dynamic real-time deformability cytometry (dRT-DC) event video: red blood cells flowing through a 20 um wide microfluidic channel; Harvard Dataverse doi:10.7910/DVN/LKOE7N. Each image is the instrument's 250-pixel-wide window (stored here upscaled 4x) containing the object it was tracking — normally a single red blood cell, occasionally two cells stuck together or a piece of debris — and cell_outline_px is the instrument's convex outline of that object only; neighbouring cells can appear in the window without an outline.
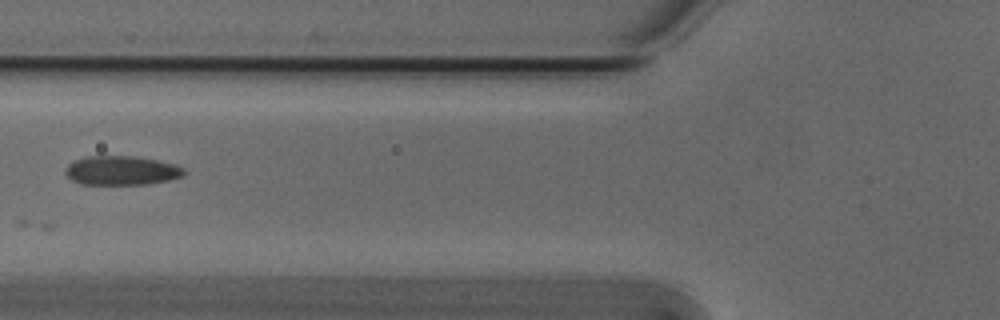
{"species": "Egyptian fruit bat (a non-hibernating species)", "species_latin": "Rousettus aegyptiacus", "temperature_condition": "cold", "stored_images_in_passage": 3, "camera_frame_rate_fps": 3000, "um_per_image_px": 0.085, "animal": {"sex": "male"}, "frame": {"image": 1, "passage_image": 2, "time_ms": 0.333, "image_size_px": [1000, 320], "cell_outline_px": [[188, 172], [184, 176], [168, 180], [148, 184], [80, 184], [72, 180], [64, 172], [68, 164], [76, 160], [88, 156], [132, 156], [156, 160], [176, 164], [184, 168]], "centroid_in_image_um": [10.37, 14.5], "position_along_channel_um": 115.4, "area_um2": 20.17}}